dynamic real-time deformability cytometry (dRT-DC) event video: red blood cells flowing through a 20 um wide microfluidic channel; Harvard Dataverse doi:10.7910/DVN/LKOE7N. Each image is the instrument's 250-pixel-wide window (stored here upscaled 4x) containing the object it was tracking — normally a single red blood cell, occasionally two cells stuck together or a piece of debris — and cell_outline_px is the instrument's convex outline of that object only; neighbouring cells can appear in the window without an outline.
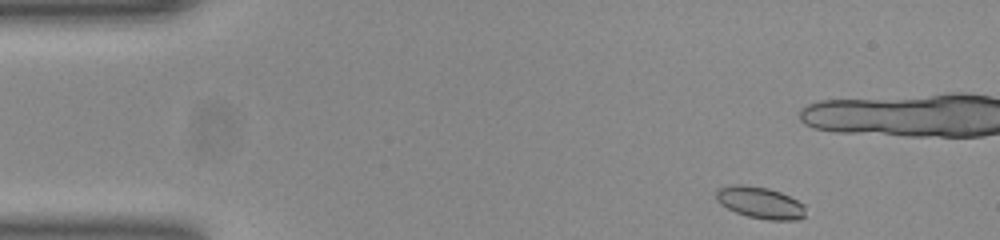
{"species": "common noctule bat (a hibernating species)", "species_latin": "Nyctalus noctula", "temperature_condition": "room temperature", "stored_images_in_passage": 49, "camera_frame_rate_fps": 3000, "um_per_image_px": 0.085, "animal": {"sex": "female", "body_mass_g": 23.0, "forearm_length_mm": 53.4}, "frame": {"image": 1, "passage_image": 2, "time_ms": 0.333, "image_size_px": [1000, 240], "cell_outline_px": [[804, 216], [796, 220], [768, 220], [748, 216], [736, 212], [720, 204], [716, 200], [716, 192], [720, 188], [732, 184], [740, 184], [768, 188], [780, 192], [804, 204]], "centroid_in_image_um": [64.59, 17.22], "position_along_channel_um": 20.4, "area_um2": 16.36}}
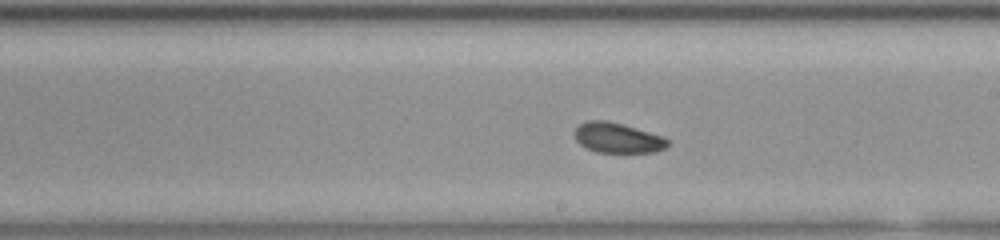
{"frame": {"image": 2, "passage_image": 25, "time_ms": 8.0, "image_size_px": [1000, 240], "cell_outline_px": [[668, 144], [664, 148], [652, 152], [596, 152], [580, 144], [576, 140], [576, 128], [580, 124], [588, 120], [604, 120], [620, 124], [664, 136], [668, 140]], "centroid_in_image_um": [52.49, 11.72], "position_along_channel_um": 236.5, "area_um2": 15.95}}
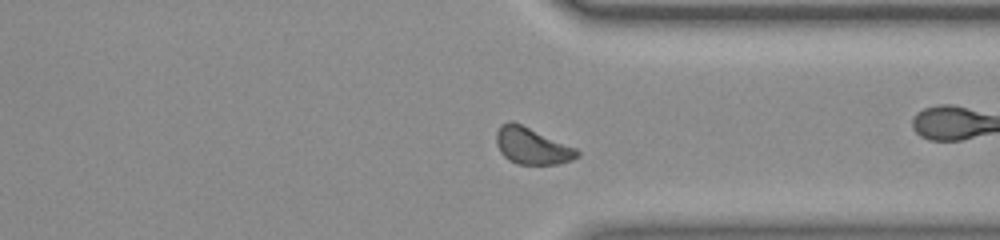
{"frame": {"image": 3, "passage_image": 35, "time_ms": 11.333, "image_size_px": [1000, 240], "cell_outline_px": [[580, 156], [572, 160], [556, 164], [516, 164], [508, 160], [500, 152], [496, 144], [496, 132], [500, 124], [508, 120], [512, 120], [576, 148], [580, 152]], "centroid_in_image_um": [45.19, 12.39], "position_along_channel_um": 366.2, "area_um2": 17.4}, "authors_computed_cell_mechanics": {"area_um2": 16.762, "velocity_mm_per_s": 3.903, "shape_relaxation_time_tau1_ms": 5.7402, "shape_relaxation_time_tau2_ms": 4.1641, "deformation_change_tau1": 0.0959, "deformation_change_tau2": 0.0881}}